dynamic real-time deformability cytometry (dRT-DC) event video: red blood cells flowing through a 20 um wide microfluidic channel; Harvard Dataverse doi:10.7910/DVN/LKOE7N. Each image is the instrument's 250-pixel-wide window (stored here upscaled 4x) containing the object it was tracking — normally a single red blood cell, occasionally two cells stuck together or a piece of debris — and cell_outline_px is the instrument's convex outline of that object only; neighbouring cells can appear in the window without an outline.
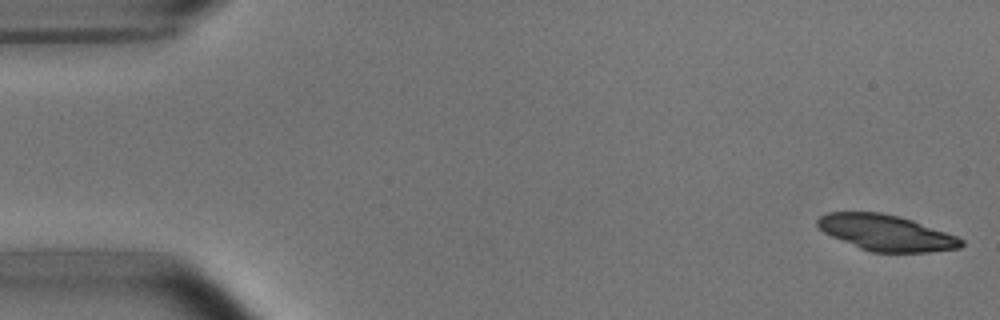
{"species": "common noctule bat (a hibernating species)", "species_latin": "Nyctalus noctula", "temperature_condition": "room temperature", "stored_images_in_passage": 5, "camera_frame_rate_fps": 3000, "um_per_image_px": 0.085, "animal": {"sex": "male", "body_mass_g": 15.6}, "frame": {"image": 1, "passage_image": 1, "time_ms": 0.0, "image_size_px": [1000, 320], "cell_outline_px": [[964, 244], [960, 248], [928, 252], [872, 252], [860, 248], [832, 236], [824, 232], [816, 224], [816, 220], [820, 216], [828, 212], [880, 212], [900, 216], [912, 220], [956, 236], [964, 240]], "centroid_in_image_um": [75.32, 19.78], "position_along_channel_um": 9.7, "area_um2": 29.82}}